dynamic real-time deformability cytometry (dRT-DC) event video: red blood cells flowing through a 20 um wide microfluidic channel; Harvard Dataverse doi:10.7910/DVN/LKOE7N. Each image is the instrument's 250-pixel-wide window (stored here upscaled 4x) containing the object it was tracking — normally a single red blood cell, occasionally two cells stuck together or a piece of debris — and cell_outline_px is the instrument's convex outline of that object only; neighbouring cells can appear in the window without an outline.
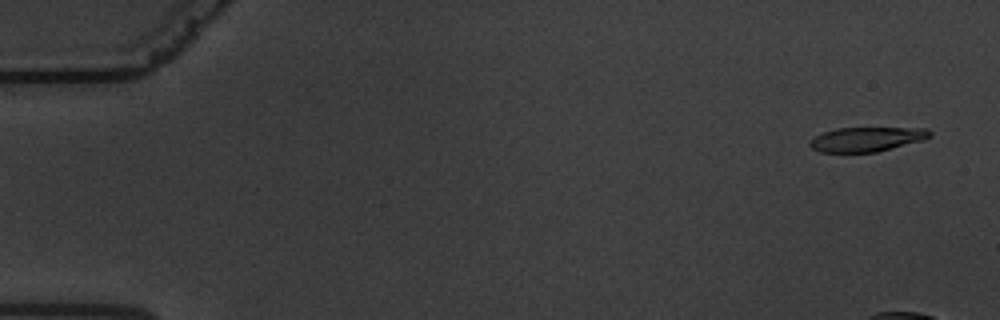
{"species": "common noctule bat (a hibernating species)", "species_latin": "Nyctalus noctula", "temperature_condition": "warm", "stored_images_in_passage": 13, "camera_frame_rate_fps": 3000, "um_per_image_px": 0.085, "animal": {"sex": "male", "body_mass_g": 19.5, "forearm_length_mm": 54.6}, "frame": {"image": 1, "passage_image": 3, "time_ms": 0.667, "image_size_px": [1000, 320], "cell_outline_px": [[932, 136], [924, 140], [876, 152], [820, 152], [812, 148], [808, 144], [816, 136], [824, 132], [836, 128], [928, 128], [932, 132]], "centroid_in_image_um": [73.71, 11.83], "position_along_channel_um": 11.3, "area_um2": 17.05}}